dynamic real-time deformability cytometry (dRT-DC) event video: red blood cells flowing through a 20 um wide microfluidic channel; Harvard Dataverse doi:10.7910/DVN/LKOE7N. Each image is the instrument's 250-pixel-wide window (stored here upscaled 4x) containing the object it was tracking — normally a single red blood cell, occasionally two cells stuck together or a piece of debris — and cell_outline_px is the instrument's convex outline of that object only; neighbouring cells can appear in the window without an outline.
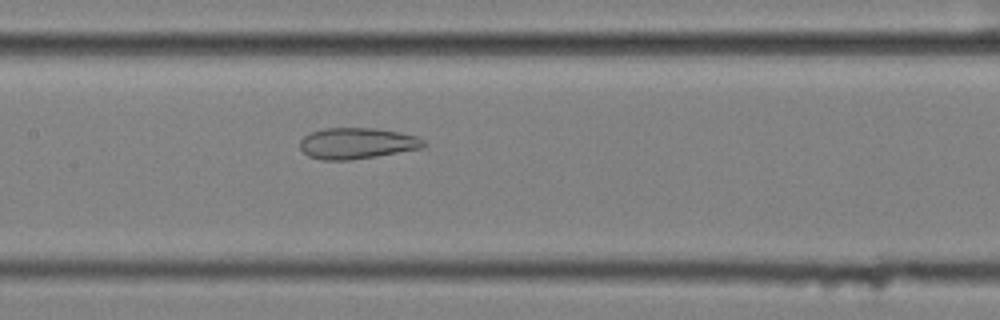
{"species": "common noctule bat (a hibernating species)", "species_latin": "Nyctalus noctula", "temperature_condition": "cold", "stored_images_in_passage": 30, "camera_frame_rate_fps": 3000, "um_per_image_px": 0.085, "animal": {"sex": "female", "body_mass_g": 25.1}, "frame": {"image": 1, "passage_image": 11, "time_ms": 3.333, "image_size_px": [1000, 320], "cell_outline_px": [[428, 144], [424, 148], [376, 156], [348, 160], [324, 160], [308, 156], [300, 148], [300, 140], [304, 136], [312, 132], [324, 128], [376, 128], [400, 132], [416, 136], [424, 140]], "centroid_in_image_um": [30.37, 12.18], "position_along_channel_um": 177.0, "area_um2": 22.48}}
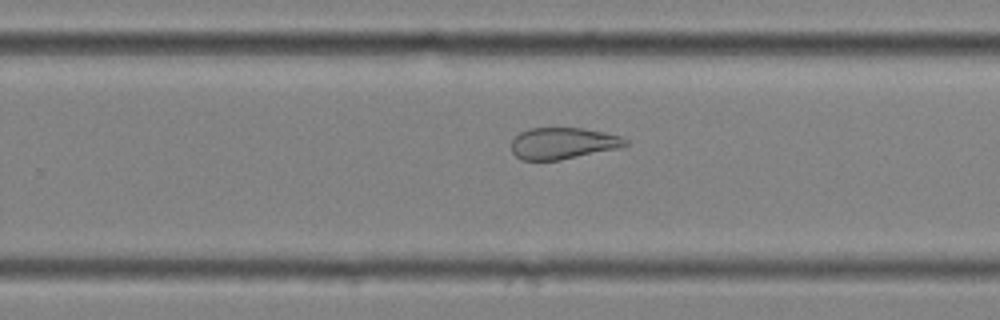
{"frame": {"image": 2, "passage_image": 20, "time_ms": 6.333, "image_size_px": [1000, 320], "cell_outline_px": [[628, 144], [620, 148], [560, 160], [520, 160], [512, 152], [512, 140], [520, 132], [528, 128], [580, 128], [604, 132], [620, 136], [628, 140]], "centroid_in_image_um": [47.85, 12.18], "position_along_channel_um": 282.0, "area_um2": 20.98}}
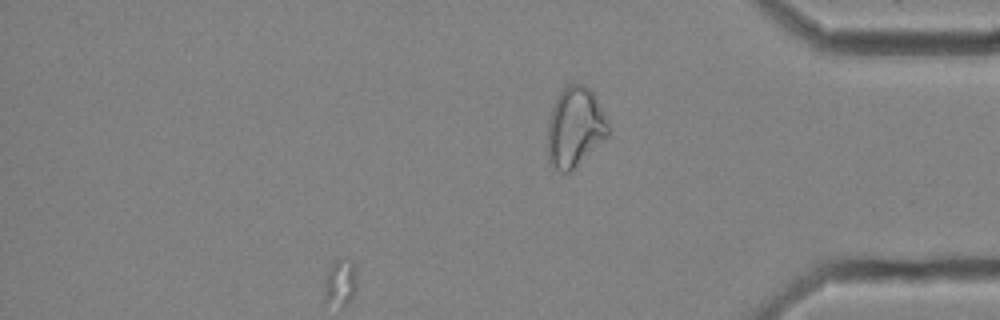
{"frame": {"image": 3, "passage_image": 30, "time_ms": 9.667, "image_size_px": [1000, 320], "cell_outline_px": [[608, 136], [568, 172], [560, 172], [548, 164], [548, 120], [552, 108], [560, 92], [568, 84], [584, 84], [592, 92], [604, 112], [608, 124]], "centroid_in_image_um": [48.85, 10.81], "position_along_channel_um": 386.4, "area_um2": 27.8}, "authors_computed_cell_mechanics": {"area_um2": 22.2241, "velocity_mm_per_s": 3.5044, "shape_relaxation_time_tau1_ms": null, "shape_relaxation_time_tau2_ms": 2.4082, "deformation_change_tau1": null, "deformation_change_tau2": 0.1077}}